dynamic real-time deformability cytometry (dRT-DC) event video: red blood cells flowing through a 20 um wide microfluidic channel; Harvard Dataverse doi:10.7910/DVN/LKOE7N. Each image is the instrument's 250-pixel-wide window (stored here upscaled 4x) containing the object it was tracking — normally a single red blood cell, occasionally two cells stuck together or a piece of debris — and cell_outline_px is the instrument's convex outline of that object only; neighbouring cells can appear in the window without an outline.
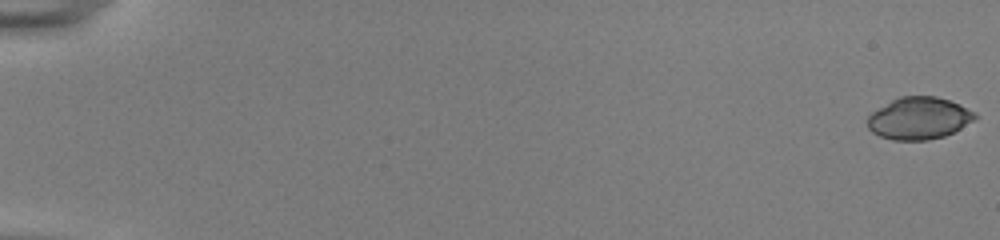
{"species": "common noctule bat (a hibernating species)", "species_latin": "Nyctalus noctula", "temperature_condition": "room temperature", "stored_images_in_passage": 54, "camera_frame_rate_fps": 3000, "um_per_image_px": 0.085, "animal": {"sex": "female", "body_mass_g": 22.0, "forearm_length_mm": 56.7}, "frame": {"image": 1, "passage_image": 1, "time_ms": 0.0, "image_size_px": [1000, 240], "cell_outline_px": [[976, 116], [972, 120], [960, 128], [944, 136], [928, 140], [892, 140], [880, 136], [872, 132], [868, 128], [868, 116], [872, 112], [892, 100], [900, 96], [936, 96], [960, 104], [976, 112]], "centroid_in_image_um": [78.09, 10.05], "position_along_channel_um": 6.9, "area_um2": 26.18}}
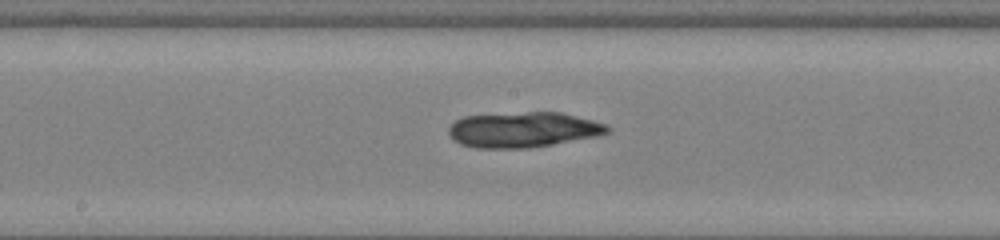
{"frame": {"image": 2, "passage_image": 31, "time_ms": 10.0, "image_size_px": [1000, 240], "cell_outline_px": [[612, 132], [596, 136], [552, 144], [528, 148], [476, 148], [460, 144], [452, 140], [448, 136], [448, 128], [456, 120], [464, 116], [528, 112], [560, 112], [608, 124], [612, 128]], "centroid_in_image_um": [44.47, 11.03], "position_along_channel_um": 203.7, "area_um2": 32.83}}
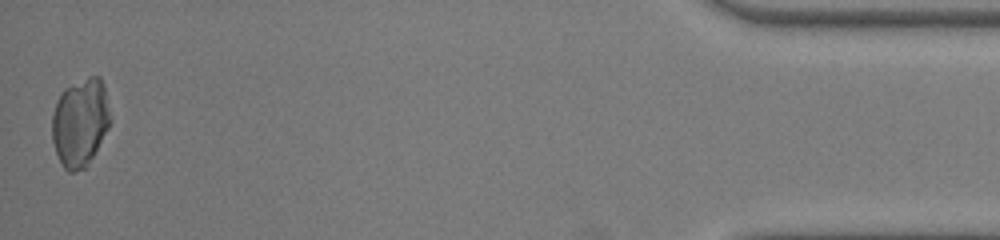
{"frame": {"image": 3, "passage_image": 54, "time_ms": 17.667, "image_size_px": [1000, 240], "cell_outline_px": [[112, 120], [108, 128], [92, 156], [84, 168], [72, 172], [68, 172], [64, 168], [56, 152], [52, 140], [52, 116], [56, 100], [64, 88], [88, 76], [100, 76], [104, 84]], "centroid_in_image_um": [6.82, 10.36], "position_along_channel_um": 428.4, "area_um2": 29.88}}